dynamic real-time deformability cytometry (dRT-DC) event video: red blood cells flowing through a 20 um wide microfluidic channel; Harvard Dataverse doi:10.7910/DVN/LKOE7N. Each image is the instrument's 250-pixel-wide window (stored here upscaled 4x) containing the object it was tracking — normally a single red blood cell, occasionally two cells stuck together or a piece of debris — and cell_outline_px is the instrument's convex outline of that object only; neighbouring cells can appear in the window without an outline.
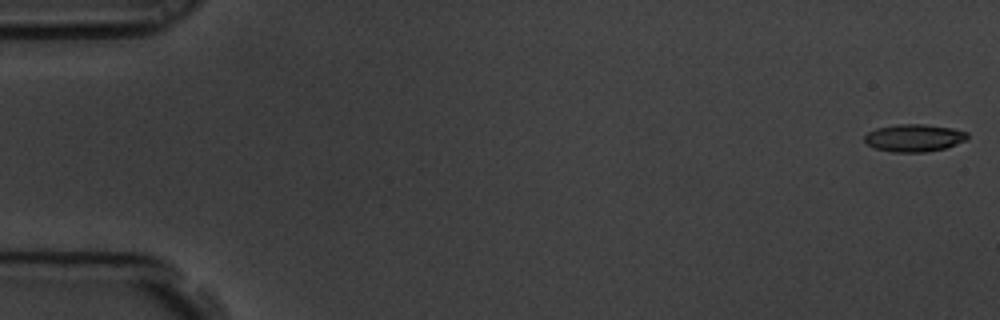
{"species": "common noctule bat (a hibernating species)", "species_latin": "Nyctalus noctula", "temperature_condition": "room temperature", "stored_images_in_passage": 5, "camera_frame_rate_fps": 3000, "um_per_image_px": 0.085, "animal": {"sex": "male", "body_mass_g": 19.5, "forearm_length_mm": 54.6}, "frame": {"image": 1, "passage_image": 1, "time_ms": 0.0, "image_size_px": [1000, 320], "cell_outline_px": [[968, 140], [944, 148], [924, 152], [892, 152], [876, 148], [868, 144], [864, 140], [864, 136], [868, 132], [876, 128], [900, 124], [924, 124], [952, 128], [968, 132]], "centroid_in_image_um": [77.72, 11.71], "position_along_channel_um": 7.3, "area_um2": 16.42}}